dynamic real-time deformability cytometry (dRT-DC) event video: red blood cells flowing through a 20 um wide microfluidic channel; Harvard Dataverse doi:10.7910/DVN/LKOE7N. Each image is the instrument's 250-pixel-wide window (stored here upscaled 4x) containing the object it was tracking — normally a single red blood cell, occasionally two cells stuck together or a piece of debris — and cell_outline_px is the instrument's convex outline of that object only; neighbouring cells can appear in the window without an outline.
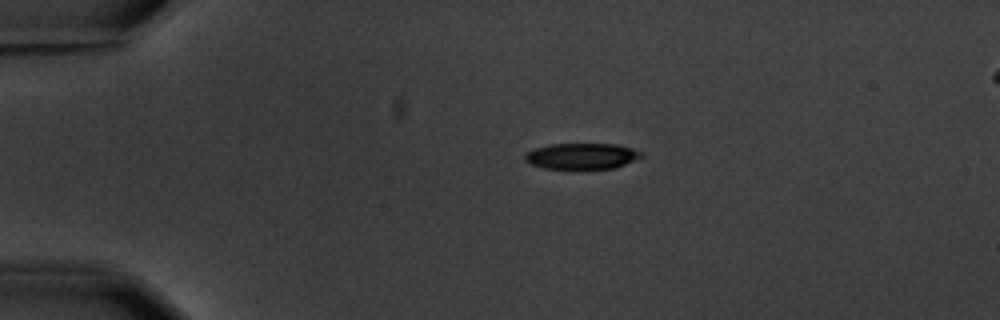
{"species": "common noctule bat (a hibernating species)", "species_latin": "Nyctalus noctula", "temperature_condition": "warm", "stored_images_in_passage": 12, "camera_frame_rate_fps": 3000, "um_per_image_px": 0.085, "animal": {"sex": "male", "body_mass_g": 20.1, "forearm_length_mm": 53.5}, "frame": {"image": 1, "passage_image": 1, "time_ms": 0.0, "image_size_px": [1000, 320], "cell_outline_px": [[644, 156], [616, 168], [584, 172], [572, 172], [544, 168], [532, 164], [524, 160], [524, 156], [528, 152], [536, 148], [552, 144], [616, 144], [632, 148], [644, 152]], "centroid_in_image_um": [49.49, 13.33], "position_along_channel_um": 35.5, "area_um2": 18.67}}
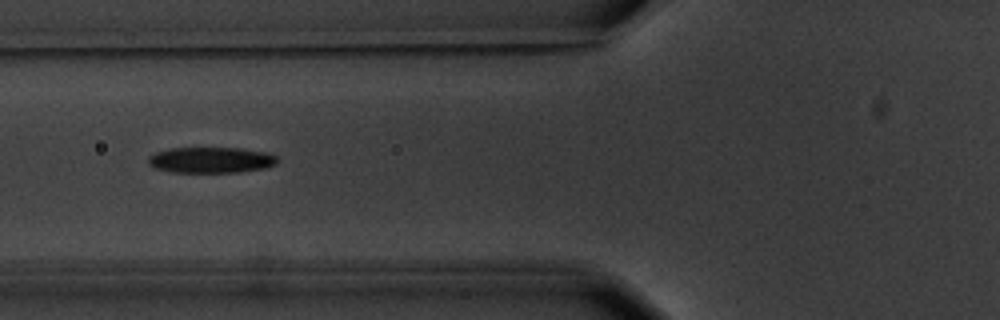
{"frame": {"image": 2, "passage_image": 3, "time_ms": 3.333, "image_size_px": [1000, 320], "cell_outline_px": [[280, 160], [276, 164], [264, 168], [240, 172], [172, 172], [156, 168], [148, 164], [148, 156], [156, 152], [172, 148], [240, 148], [268, 152], [276, 156]], "centroid_in_image_um": [17.96, 13.6], "position_along_channel_um": 107.8, "area_um2": 19.54}}
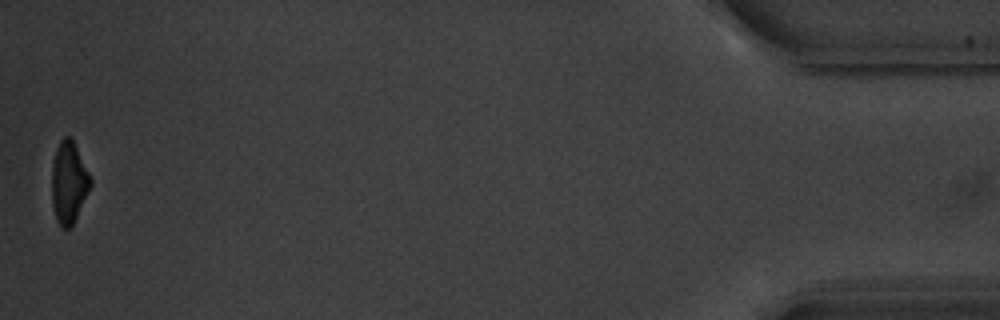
{"frame": {"image": 3, "passage_image": 12, "time_ms": 14.667, "image_size_px": [1000, 320], "cell_outline_px": [[92, 184], [72, 228], [60, 228], [56, 220], [52, 204], [52, 164], [56, 148], [60, 140], [64, 136], [72, 136], [92, 180]], "centroid_in_image_um": [5.85, 15.52], "position_along_channel_um": 429.4, "area_um2": 18.79}, "authors_computed_cell_mechanics": {"area_um2": 19.9699, "velocity_mm_per_s": 3.592, "shape_relaxation_time_tau1_ms": 2.2419, "shape_relaxation_time_tau2_ms": null, "deformation_change_tau1": 0.1347, "deformation_change_tau2": null}}